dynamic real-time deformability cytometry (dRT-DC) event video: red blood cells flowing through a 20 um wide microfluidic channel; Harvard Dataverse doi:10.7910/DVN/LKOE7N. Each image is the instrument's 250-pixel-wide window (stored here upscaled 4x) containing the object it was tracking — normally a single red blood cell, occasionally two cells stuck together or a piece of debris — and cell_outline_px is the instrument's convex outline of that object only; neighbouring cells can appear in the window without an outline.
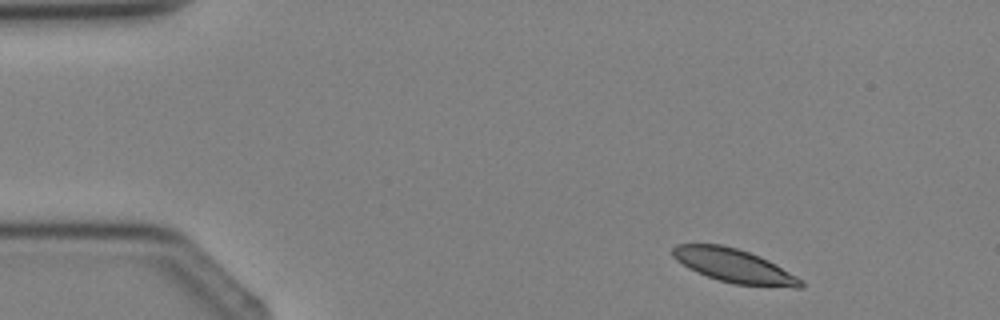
{"species": "Egyptian fruit bat (a non-hibernating species)", "species_latin": "Rousettus aegyptiacus", "temperature_condition": "cold", "stored_images_in_passage": 3, "camera_frame_rate_fps": 3000, "um_per_image_px": 0.085, "animal": {"sex": "female"}, "frame": {"image": 1, "passage_image": 1, "time_ms": 0.0, "image_size_px": [1000, 320], "cell_outline_px": [[804, 288], [796, 288], [736, 284], [720, 280], [696, 272], [688, 268], [676, 260], [672, 256], [672, 248], [676, 244], [720, 244], [736, 248], [760, 256], [776, 264], [804, 280]], "centroid_in_image_um": [62.42, 22.59], "position_along_channel_um": 22.6, "area_um2": 25.14}}
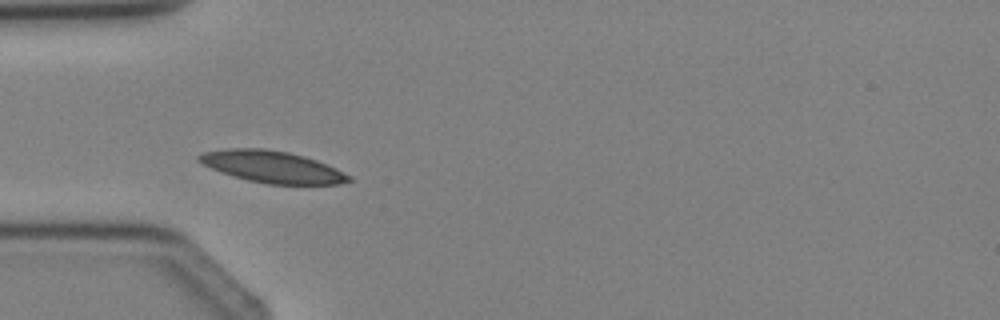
{"frame": {"image": 2, "passage_image": 3, "time_ms": 2.333, "image_size_px": [1000, 320], "cell_outline_px": [[352, 180], [336, 184], [268, 184], [248, 180], [232, 176], [220, 172], [196, 160], [196, 156], [200, 152], [228, 148], [264, 148], [288, 152], [304, 156], [316, 160], [336, 168], [352, 176]], "centroid_in_image_um": [23.1, 14.17], "position_along_channel_um": 61.9, "area_um2": 27.8}}